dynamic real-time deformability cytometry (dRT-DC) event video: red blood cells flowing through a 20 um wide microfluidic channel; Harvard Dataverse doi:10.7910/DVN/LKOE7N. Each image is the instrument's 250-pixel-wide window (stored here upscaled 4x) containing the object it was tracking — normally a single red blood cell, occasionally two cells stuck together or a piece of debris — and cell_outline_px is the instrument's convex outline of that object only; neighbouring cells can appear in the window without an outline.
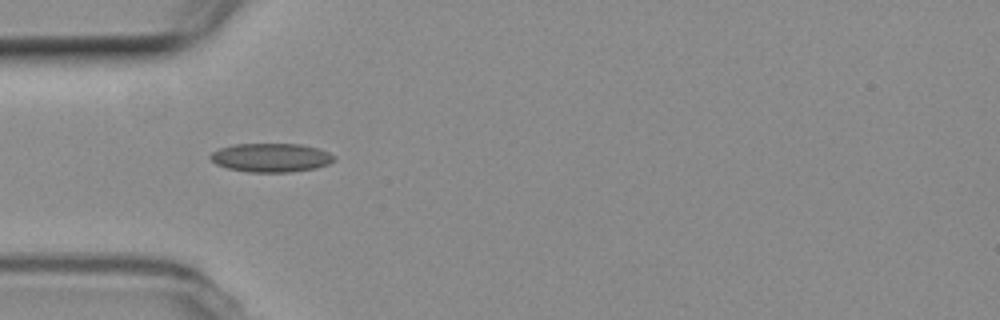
{"species": "common noctule bat (a hibernating species)", "species_latin": "Nyctalus noctula", "temperature_condition": "room temperature", "stored_images_in_passage": 11, "camera_frame_rate_fps": 3000, "um_per_image_px": 0.085, "animal": {"sex": "female", "body_mass_g": 19.3, "forearm_length_mm": 54.1}, "frame": {"image": 1, "passage_image": 4, "time_ms": 1.0, "image_size_px": [1000, 320], "cell_outline_px": [[336, 160], [328, 164], [316, 168], [292, 172], [248, 172], [228, 168], [216, 164], [208, 156], [212, 152], [220, 148], [236, 144], [300, 144], [316, 148], [328, 152], [336, 156]], "centroid_in_image_um": [23.05, 13.4], "position_along_channel_um": 61.9, "area_um2": 20.75}}
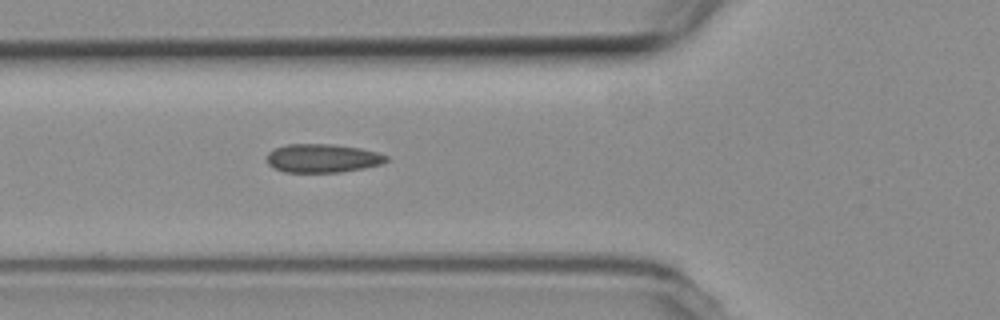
{"frame": {"image": 2, "passage_image": 7, "time_ms": 2.0, "image_size_px": [1000, 320], "cell_outline_px": [[388, 160], [380, 164], [364, 168], [340, 172], [284, 172], [272, 168], [268, 164], [268, 152], [276, 148], [288, 144], [332, 144], [360, 148], [376, 152], [388, 156]], "centroid_in_image_um": [27.4, 13.45], "position_along_channel_um": 98.4, "area_um2": 19.83}}